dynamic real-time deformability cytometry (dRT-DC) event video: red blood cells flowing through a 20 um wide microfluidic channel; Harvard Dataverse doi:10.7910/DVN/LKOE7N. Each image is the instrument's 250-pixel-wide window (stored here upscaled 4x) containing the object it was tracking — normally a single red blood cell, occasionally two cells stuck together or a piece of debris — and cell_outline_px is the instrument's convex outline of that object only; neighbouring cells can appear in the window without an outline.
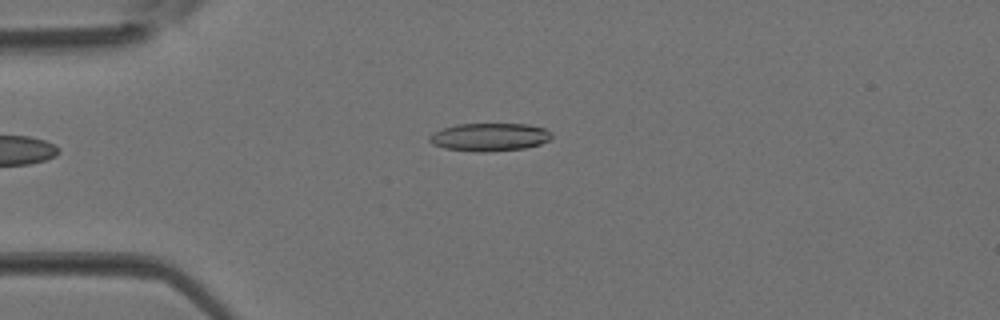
{"species": "Egyptian fruit bat (a non-hibernating species)", "species_latin": "Rousettus aegyptiacus", "temperature_condition": "room temperature", "stored_images_in_passage": 3, "camera_frame_rate_fps": 3000, "um_per_image_px": 0.085, "animal": {"sex": "female"}, "frame": {"image": 1, "passage_image": 2, "time_ms": 0.333, "image_size_px": [1000, 320], "cell_outline_px": [[552, 136], [548, 140], [540, 144], [524, 148], [488, 152], [476, 152], [444, 148], [432, 144], [428, 140], [428, 136], [432, 132], [456, 124], [528, 124], [544, 128], [552, 132]], "centroid_in_image_um": [41.59, 11.65], "position_along_channel_um": 43.4, "area_um2": 20.06}}
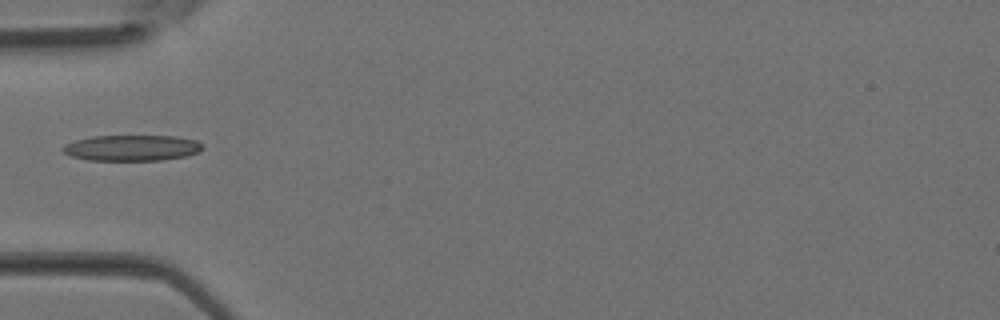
{"frame": {"image": 2, "passage_image": 3, "time_ms": 0.667, "image_size_px": [1000, 320], "cell_outline_px": [[204, 148], [200, 152], [184, 156], [160, 160], [88, 160], [72, 156], [64, 152], [60, 148], [64, 144], [76, 140], [92, 136], [176, 136], [196, 140]], "centroid_in_image_um": [11.19, 12.57], "position_along_channel_um": 73.8, "area_um2": 20.98}}